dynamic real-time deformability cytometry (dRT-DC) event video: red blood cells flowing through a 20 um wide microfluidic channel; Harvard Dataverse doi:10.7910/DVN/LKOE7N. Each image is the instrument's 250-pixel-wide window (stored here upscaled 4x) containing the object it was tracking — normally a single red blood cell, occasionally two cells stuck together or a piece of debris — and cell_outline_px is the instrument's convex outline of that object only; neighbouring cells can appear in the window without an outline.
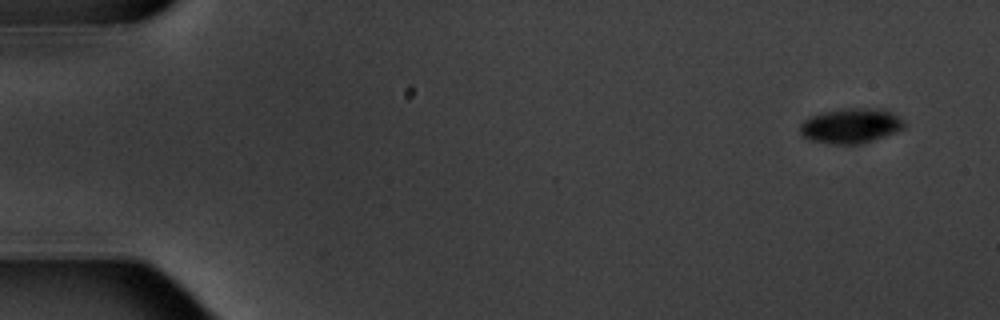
{"species": "common noctule bat (a hibernating species)", "species_latin": "Nyctalus noctula", "temperature_condition": "warm", "stored_images_in_passage": 5, "camera_frame_rate_fps": 3000, "um_per_image_px": 0.085, "animal": {"sex": "male", "body_mass_g": 20.1, "forearm_length_mm": 53.5}, "frame": {"image": 1, "passage_image": 1, "time_ms": 0.0, "image_size_px": [1000, 320], "cell_outline_px": [[904, 128], [872, 140], [860, 144], [828, 144], [812, 140], [804, 136], [800, 132], [800, 124], [804, 120], [812, 116], [824, 112], [844, 108], [884, 108], [892, 112], [904, 120]], "centroid_in_image_um": [72.33, 10.68], "position_along_channel_um": 12.7, "area_um2": 21.1}}
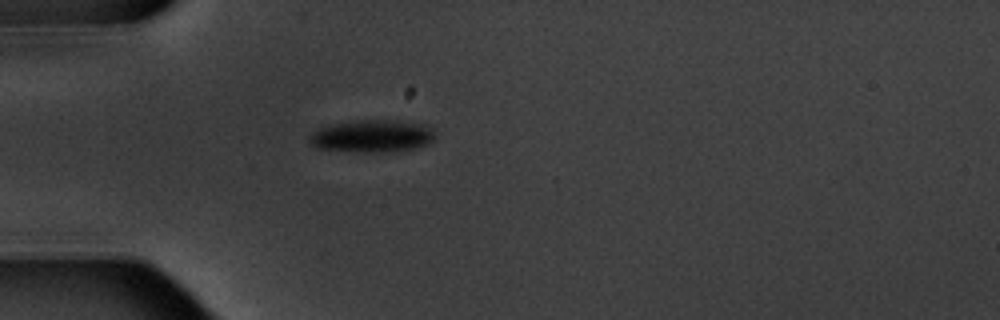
{"frame": {"image": 2, "passage_image": 5, "time_ms": 4.667, "image_size_px": [1000, 320], "cell_outline_px": [[436, 132], [432, 140], [428, 144], [416, 148], [384, 152], [352, 152], [316, 148], [308, 140], [308, 136], [312, 132], [320, 128], [336, 124], [364, 120], [396, 120], [428, 124]], "centroid_in_image_um": [31.67, 11.57], "position_along_channel_um": 53.3, "area_um2": 23.87}}